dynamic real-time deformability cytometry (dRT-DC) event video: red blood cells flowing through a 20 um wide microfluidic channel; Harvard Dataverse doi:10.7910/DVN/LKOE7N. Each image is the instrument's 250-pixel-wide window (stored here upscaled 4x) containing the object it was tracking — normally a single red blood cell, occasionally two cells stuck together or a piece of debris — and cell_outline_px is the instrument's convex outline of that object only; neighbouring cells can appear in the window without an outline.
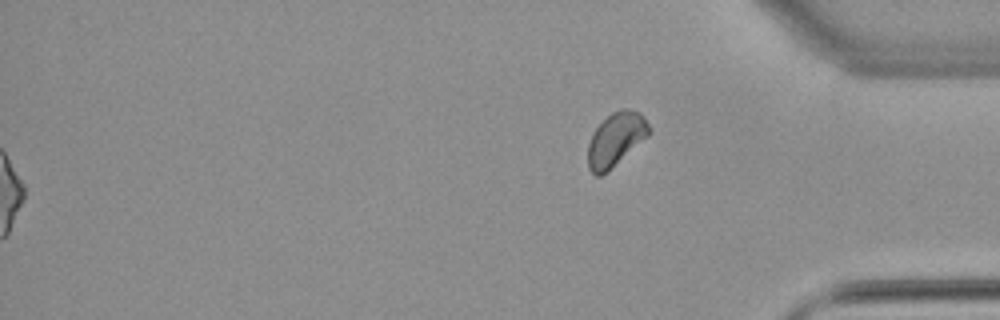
{"species": "common noctule bat (a hibernating species)", "species_latin": "Nyctalus noctula", "temperature_condition": "warm", "stored_images_in_passage": 54, "segment_of_instrument_passage": [2, 2], "camera_frame_rate_fps": 3000, "um_per_image_px": 0.085, "animal": {"sex": "female", "body_mass_g": 22.7, "forearm_length_mm": 54.2}, "frame": {"image": 1, "passage_image": 54, "time_ms": 17.667, "image_size_px": [1000, 320], "cell_outline_px": [[652, 132], [648, 136], [608, 172], [600, 176], [596, 176], [588, 168], [588, 144], [596, 128], [612, 112], [620, 108], [628, 108], [640, 112], [644, 116]], "centroid_in_image_um": [52.36, 11.85], "position_along_channel_um": 382.8, "area_um2": 19.13}}